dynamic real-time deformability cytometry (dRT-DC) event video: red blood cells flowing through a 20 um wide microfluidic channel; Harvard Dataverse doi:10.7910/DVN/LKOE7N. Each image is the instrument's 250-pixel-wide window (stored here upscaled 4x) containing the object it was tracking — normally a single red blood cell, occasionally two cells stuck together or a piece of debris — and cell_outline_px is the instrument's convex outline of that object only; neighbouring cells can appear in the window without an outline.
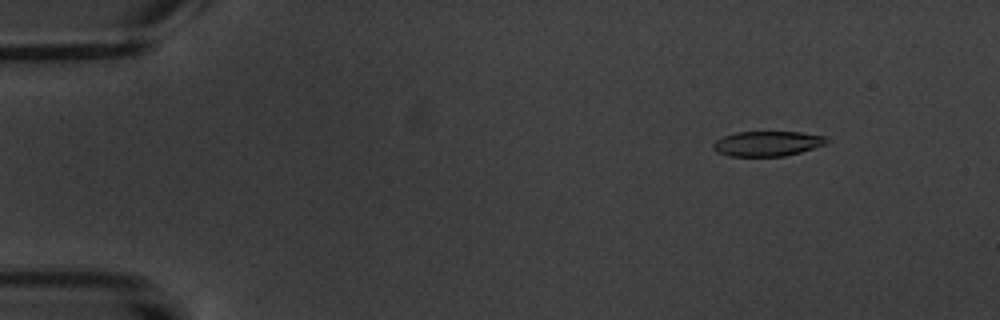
{"species": "common noctule bat (a hibernating species)", "species_latin": "Nyctalus noctula", "temperature_condition": "warm", "stored_images_in_passage": 6, "camera_frame_rate_fps": 3000, "um_per_image_px": 0.085, "animal": {"sex": "male", "body_mass_g": 20.1, "forearm_length_mm": 53.5}, "frame": {"image": 1, "passage_image": 3, "time_ms": 2.333, "image_size_px": [1000, 320], "cell_outline_px": [[828, 140], [824, 144], [800, 152], [784, 156], [728, 156], [716, 152], [712, 148], [712, 144], [716, 140], [724, 136], [736, 132], [800, 132], [824, 136]], "centroid_in_image_um": [65.16, 12.21], "position_along_channel_um": 19.8, "area_um2": 16.42}}
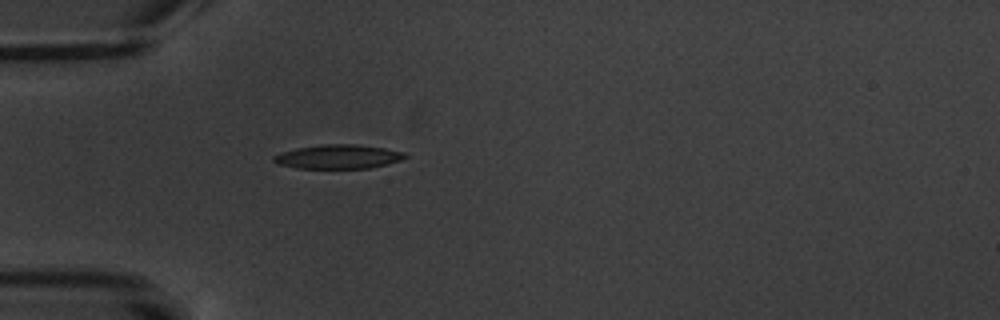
{"frame": {"image": 2, "passage_image": 6, "time_ms": 6.0, "image_size_px": [1000, 320], "cell_outline_px": [[408, 156], [400, 160], [388, 164], [368, 168], [296, 168], [280, 164], [272, 160], [272, 156], [280, 152], [296, 148], [320, 144], [356, 144], [384, 148], [404, 152]], "centroid_in_image_um": [28.73, 13.31], "position_along_channel_um": 56.3, "area_um2": 18.44}}